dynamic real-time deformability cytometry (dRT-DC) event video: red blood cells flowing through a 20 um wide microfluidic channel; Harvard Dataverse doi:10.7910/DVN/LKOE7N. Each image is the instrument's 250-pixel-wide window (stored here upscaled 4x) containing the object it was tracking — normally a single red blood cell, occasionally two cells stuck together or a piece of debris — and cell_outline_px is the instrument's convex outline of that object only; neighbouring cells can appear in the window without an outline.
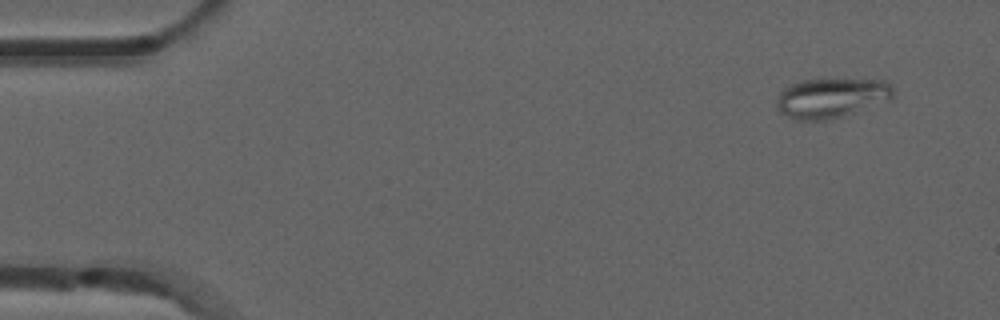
{"species": "common noctule bat (a hibernating species)", "species_latin": "Nyctalus noctula", "temperature_condition": "room temperature", "stored_images_in_passage": 4, "camera_frame_rate_fps": 3000, "um_per_image_px": 0.085, "animal": {"sex": "male", "forearm_length_mm": 52.5}, "frame": {"image": 1, "passage_image": 1, "time_ms": 0.0, "image_size_px": [1000, 320], "cell_outline_px": [[892, 100], [844, 116], [828, 120], [796, 120], [784, 116], [776, 108], [776, 100], [780, 92], [788, 84], [804, 80], [884, 80], [892, 84]], "centroid_in_image_um": [70.64, 8.34], "position_along_channel_um": 14.4, "area_um2": 27.22}}